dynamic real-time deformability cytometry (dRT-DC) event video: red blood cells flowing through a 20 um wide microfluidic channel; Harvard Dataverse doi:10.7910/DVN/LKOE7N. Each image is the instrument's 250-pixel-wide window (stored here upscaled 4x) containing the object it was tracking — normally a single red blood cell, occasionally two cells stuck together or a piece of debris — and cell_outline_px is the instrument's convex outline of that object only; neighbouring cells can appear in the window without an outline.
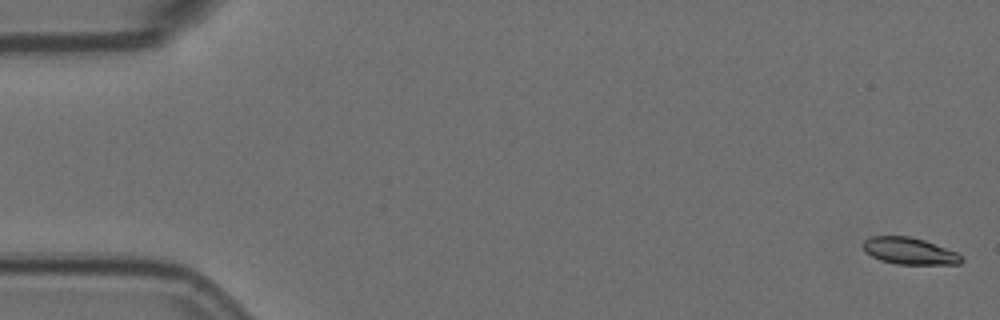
{"species": "Egyptian fruit bat (a non-hibernating species)", "species_latin": "Rousettus aegyptiacus", "temperature_condition": "room temperature", "stored_images_in_passage": 6, "segment_of_instrument_passage": [2, 2], "camera_frame_rate_fps": 3000, "um_per_image_px": 0.085, "animal": {"sex": "female"}, "frame": {"image": 1, "passage_image": 6, "time_ms": 1.667, "image_size_px": [1000, 320], "cell_outline_px": [[964, 260], [960, 264], [896, 264], [880, 260], [864, 252], [860, 244], [864, 240], [872, 236], [908, 236], [924, 240], [956, 252]], "centroid_in_image_um": [77.24, 21.33], "position_along_channel_um": 7.8, "area_um2": 15.37}}